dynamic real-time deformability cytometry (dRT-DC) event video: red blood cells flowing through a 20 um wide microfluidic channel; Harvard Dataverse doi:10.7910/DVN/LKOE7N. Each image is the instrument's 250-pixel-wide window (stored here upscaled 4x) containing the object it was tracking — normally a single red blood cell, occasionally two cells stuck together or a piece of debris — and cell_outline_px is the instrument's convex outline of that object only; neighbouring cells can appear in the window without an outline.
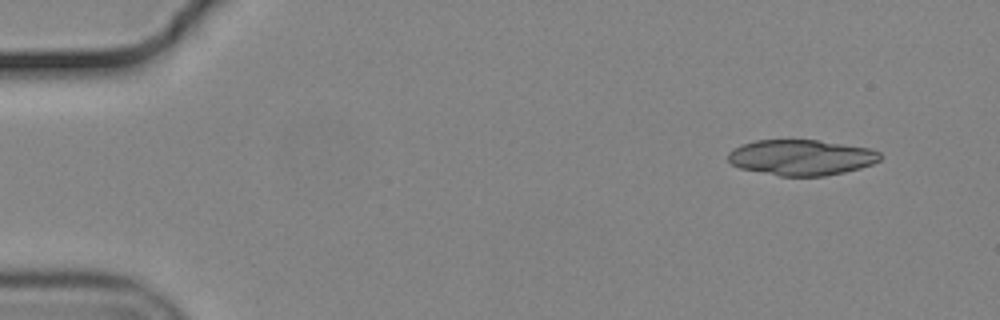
{"species": "common noctule bat (a hibernating species)", "species_latin": "Nyctalus noctula", "temperature_condition": "cold", "stored_images_in_passage": 11, "camera_frame_rate_fps": 3000, "um_per_image_px": 0.085, "animal": {"sex": "male", "body_mass_g": 19.2, "forearm_length_mm": 51.8}, "frame": {"image": 1, "passage_image": 5, "time_ms": 1.333, "image_size_px": [1000, 320], "cell_outline_px": [[884, 156], [880, 160], [872, 164], [860, 168], [844, 172], [824, 176], [780, 176], [740, 168], [732, 164], [728, 160], [728, 152], [732, 148], [740, 144], [756, 140], [816, 140], [868, 148], [880, 152]], "centroid_in_image_um": [68.09, 13.38], "position_along_channel_um": 16.9, "area_um2": 31.62}}